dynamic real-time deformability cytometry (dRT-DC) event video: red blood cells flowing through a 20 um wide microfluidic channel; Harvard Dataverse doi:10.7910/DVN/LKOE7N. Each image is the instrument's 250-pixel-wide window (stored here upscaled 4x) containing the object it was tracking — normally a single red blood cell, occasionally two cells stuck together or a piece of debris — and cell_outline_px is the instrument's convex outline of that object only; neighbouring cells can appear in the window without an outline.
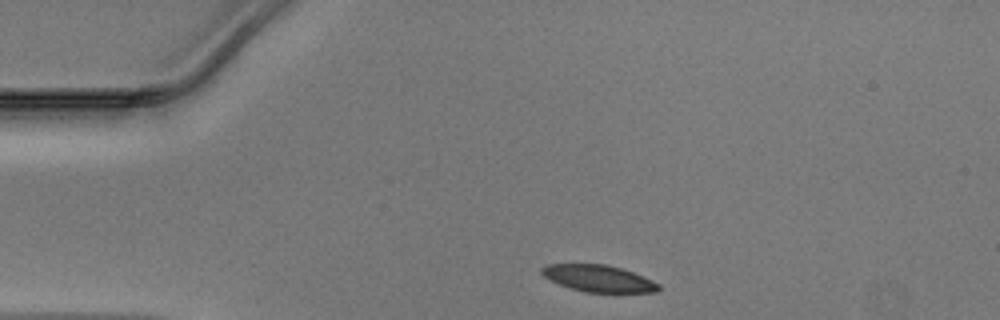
{"species": "Egyptian fruit bat (a non-hibernating species)", "species_latin": "Rousettus aegyptiacus", "temperature_condition": "warm", "stored_images_in_passage": 31, "camera_frame_rate_fps": 3000, "um_per_image_px": 0.085, "animal": {"sex": "male"}, "frame": {"image": 1, "passage_image": 1, "time_ms": 0.0, "image_size_px": [1000, 320], "cell_outline_px": [[660, 288], [656, 292], [584, 292], [568, 288], [548, 280], [540, 272], [540, 268], [548, 264], [604, 264], [620, 268], [632, 272], [652, 280], [660, 284]], "centroid_in_image_um": [50.82, 23.67], "position_along_channel_um": 34.2, "area_um2": 18.26}}
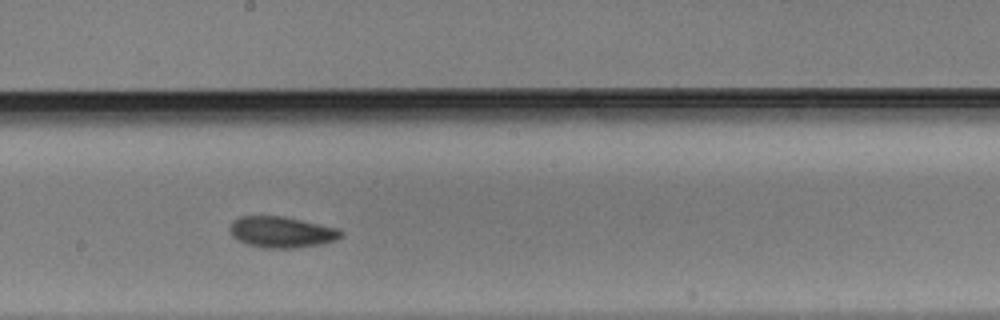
{"frame": {"image": 2, "passage_image": 18, "time_ms": 5.667, "image_size_px": [1000, 320], "cell_outline_px": [[344, 232], [336, 240], [324, 244], [296, 248], [264, 248], [244, 244], [236, 240], [232, 236], [228, 228], [232, 220], [240, 216], [284, 216], [340, 228]], "centroid_in_image_um": [23.92, 19.73], "position_along_channel_um": 224.3, "area_um2": 20.63}}
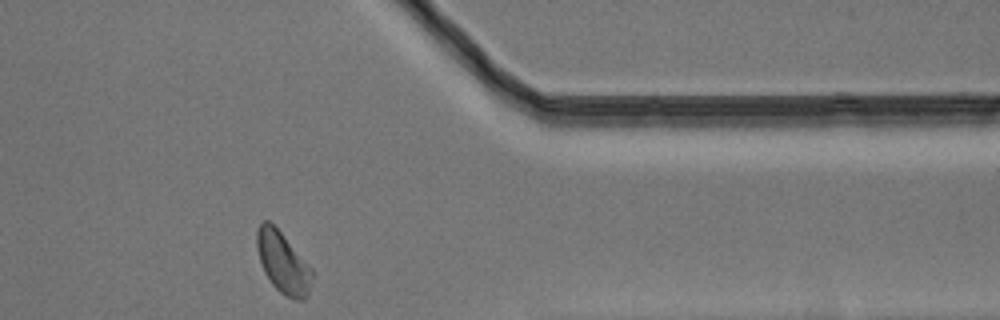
{"frame": {"image": 3, "passage_image": 31, "time_ms": 10.0, "image_size_px": [1000, 320], "cell_outline_px": [[312, 276], [308, 296], [304, 300], [296, 300], [284, 296], [272, 284], [264, 272], [260, 260], [256, 244], [256, 232], [260, 224], [264, 220], [268, 220], [280, 232], [312, 268]], "centroid_in_image_um": [24.05, 22.35], "position_along_channel_um": 387.4, "area_um2": 19.48}}